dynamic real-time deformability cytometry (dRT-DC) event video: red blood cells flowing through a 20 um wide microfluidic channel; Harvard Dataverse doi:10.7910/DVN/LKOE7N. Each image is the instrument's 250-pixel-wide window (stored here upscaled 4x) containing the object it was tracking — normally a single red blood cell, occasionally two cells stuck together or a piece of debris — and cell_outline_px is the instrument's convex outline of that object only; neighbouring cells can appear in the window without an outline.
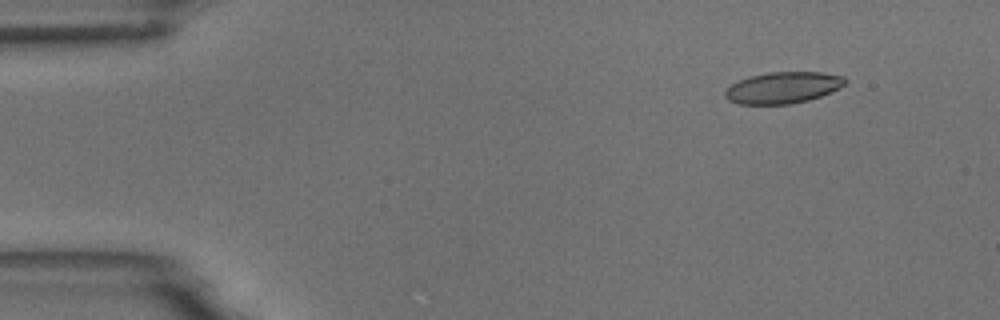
{"species": "common noctule bat (a hibernating species)", "species_latin": "Nyctalus noctula", "temperature_condition": "room temperature", "stored_images_in_passage": 4, "camera_frame_rate_fps": 3000, "um_per_image_px": 0.085, "animal": {"sex": "male", "body_mass_g": 18.8}, "frame": {"image": 1, "passage_image": 1, "time_ms": 0.0, "image_size_px": [1000, 320], "cell_outline_px": [[848, 80], [844, 84], [820, 96], [808, 100], [792, 104], [740, 104], [728, 100], [724, 96], [724, 92], [732, 84], [748, 76], [768, 72], [820, 72], [844, 76]], "centroid_in_image_um": [66.52, 7.44], "position_along_channel_um": 18.5, "area_um2": 21.85}}